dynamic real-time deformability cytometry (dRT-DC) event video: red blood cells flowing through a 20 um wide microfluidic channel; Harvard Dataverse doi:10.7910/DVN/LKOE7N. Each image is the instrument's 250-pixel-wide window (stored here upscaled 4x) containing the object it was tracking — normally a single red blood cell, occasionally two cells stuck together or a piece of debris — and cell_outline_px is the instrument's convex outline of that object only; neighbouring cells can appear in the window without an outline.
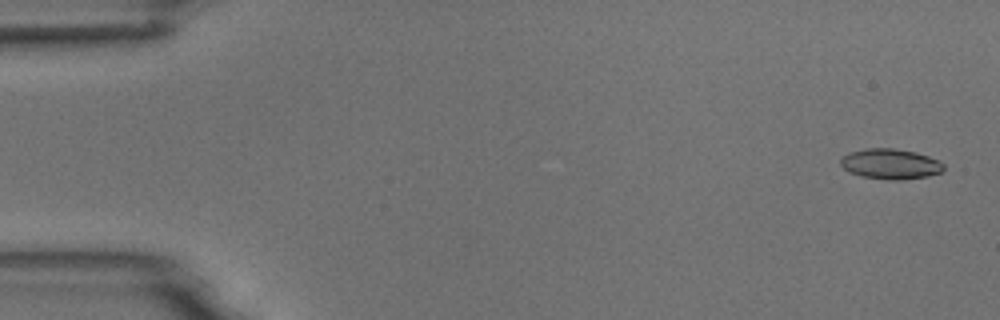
{"species": "common noctule bat (a hibernating species)", "species_latin": "Nyctalus noctula", "temperature_condition": "room temperature", "stored_images_in_passage": 6, "camera_frame_rate_fps": 3000, "um_per_image_px": 0.085, "animal": {"sex": "male", "body_mass_g": 18.8}, "frame": {"image": 1, "passage_image": 1, "time_ms": 0.0, "image_size_px": [1000, 320], "cell_outline_px": [[944, 172], [928, 176], [900, 180], [888, 180], [860, 176], [848, 172], [840, 164], [840, 160], [848, 152], [868, 148], [892, 148], [916, 152], [928, 156], [944, 164]], "centroid_in_image_um": [75.68, 13.94], "position_along_channel_um": 9.3, "area_um2": 18.32}}
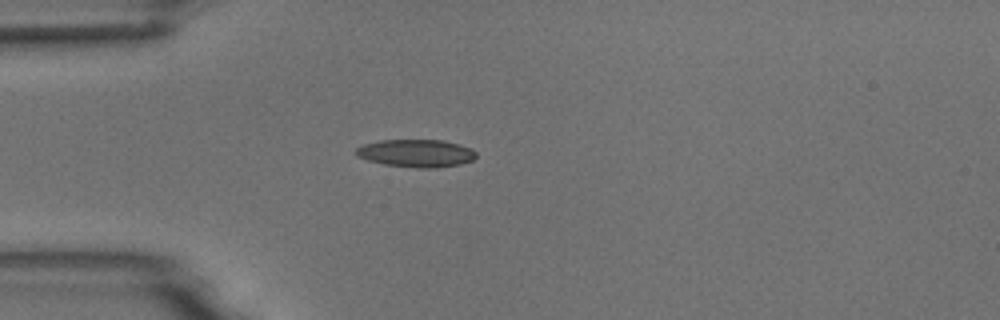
{"frame": {"image": 2, "passage_image": 4, "time_ms": 4.333, "image_size_px": [1000, 320], "cell_outline_px": [[476, 156], [472, 160], [460, 164], [436, 168], [416, 168], [384, 164], [368, 160], [356, 156], [356, 148], [364, 144], [380, 140], [444, 140], [460, 144], [472, 148], [476, 152]], "centroid_in_image_um": [35.39, 13.02], "position_along_channel_um": 49.6, "area_um2": 19.48}}